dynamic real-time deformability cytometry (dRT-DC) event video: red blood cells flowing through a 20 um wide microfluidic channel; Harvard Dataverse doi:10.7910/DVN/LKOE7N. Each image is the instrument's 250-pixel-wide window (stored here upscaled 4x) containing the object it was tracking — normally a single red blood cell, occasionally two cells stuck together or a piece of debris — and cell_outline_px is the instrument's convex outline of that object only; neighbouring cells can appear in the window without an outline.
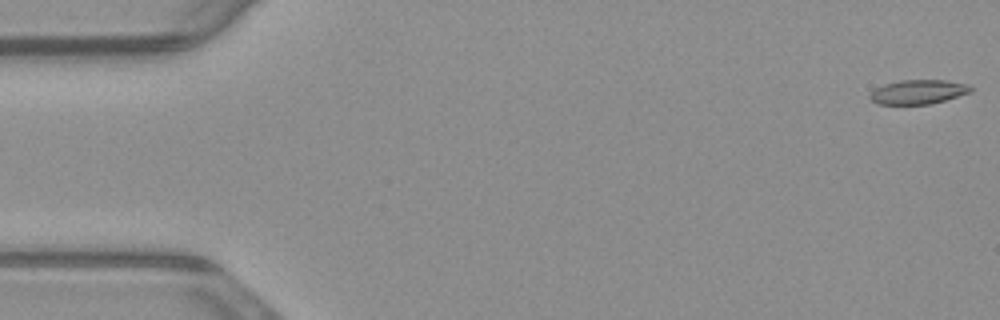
{"species": "common noctule bat (a hibernating species)", "species_latin": "Nyctalus noctula", "temperature_condition": "warm", "stored_images_in_passage": 16, "camera_frame_rate_fps": 3000, "um_per_image_px": 0.085, "animal": {"sex": "male", "body_mass_g": 23.1, "forearm_length_mm": 52.7}, "frame": {"image": 1, "passage_image": 1, "time_ms": 0.0, "image_size_px": [1000, 320], "cell_outline_px": [[972, 92], [944, 100], [928, 104], [880, 104], [872, 100], [868, 96], [876, 88], [884, 84], [900, 80], [948, 80], [968, 84], [972, 88]], "centroid_in_image_um": [78.07, 7.8], "position_along_channel_um": 6.9, "area_um2": 14.16}}
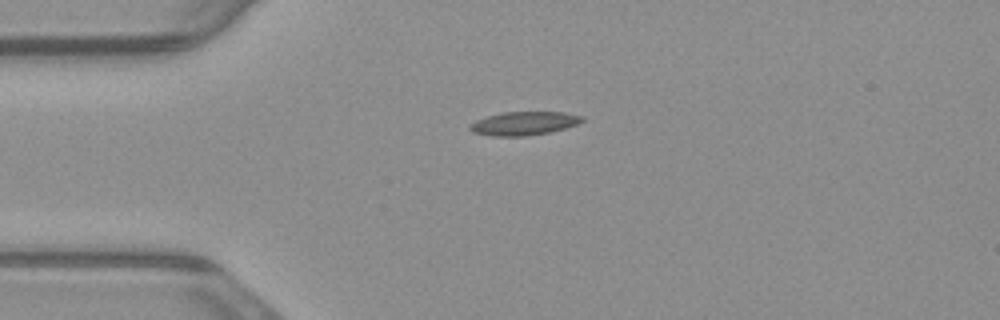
{"frame": {"image": 2, "passage_image": 13, "time_ms": 4.0, "image_size_px": [1000, 320], "cell_outline_px": [[584, 120], [576, 124], [564, 128], [548, 132], [524, 136], [492, 136], [472, 132], [468, 128], [468, 124], [476, 120], [488, 116], [504, 112], [564, 112], [584, 116]], "centroid_in_image_um": [44.5, 10.48], "position_along_channel_um": 40.5, "area_um2": 15.32}}